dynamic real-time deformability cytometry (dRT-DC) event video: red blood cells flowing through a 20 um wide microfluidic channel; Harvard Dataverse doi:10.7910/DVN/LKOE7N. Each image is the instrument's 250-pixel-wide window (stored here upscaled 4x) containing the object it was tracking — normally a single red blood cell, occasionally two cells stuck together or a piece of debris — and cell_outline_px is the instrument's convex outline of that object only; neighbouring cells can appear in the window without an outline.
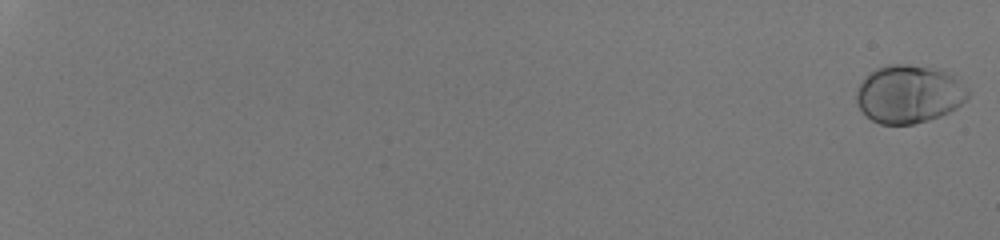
{"species": "human", "species_latin": "Homo sapiens", "temperature_condition": "room temperature", "stored_images_in_passage": 42, "camera_frame_rate_fps": 3000, "um_per_image_px": 0.085, "donor": {"sex": "male"}, "frame": {"image": 1, "passage_image": 1, "time_ms": 0.0, "image_size_px": [1000, 240], "cell_outline_px": [[968, 96], [956, 108], [940, 116], [928, 120], [912, 124], [880, 124], [872, 120], [856, 104], [856, 88], [868, 72], [876, 68], [888, 64], [908, 64], [940, 68], [952, 76], [968, 88]], "centroid_in_image_um": [77.22, 7.97], "position_along_channel_um": 7.8, "area_um2": 37.86}}
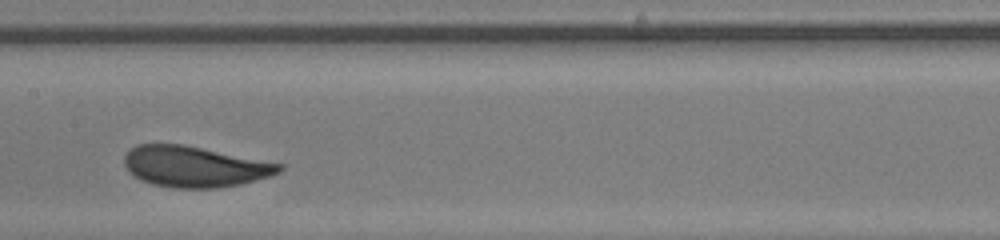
{"frame": {"image": 2, "passage_image": 27, "time_ms": 8.667, "image_size_px": [1000, 240], "cell_outline_px": [[284, 168], [280, 172], [272, 176], [240, 184], [216, 188], [172, 188], [152, 184], [140, 180], [124, 164], [124, 156], [136, 144], [184, 144], [284, 164]], "centroid_in_image_um": [16.58, 14.16], "position_along_channel_um": 190.8, "area_um2": 36.93}}
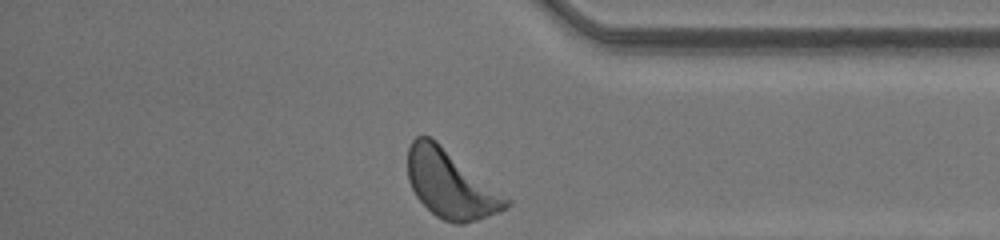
{"frame": {"image": 3, "passage_image": 42, "time_ms": 13.667, "image_size_px": [1000, 240], "cell_outline_px": [[512, 204], [508, 208], [476, 220], [464, 224], [456, 224], [444, 220], [436, 216], [416, 196], [408, 180], [408, 148], [412, 140], [416, 136], [432, 136], [512, 200]], "centroid_in_image_um": [38.32, 15.63], "position_along_channel_um": 396.9, "area_um2": 39.13}, "authors_computed_cell_mechanics": {"area_um2": 36.2984, "velocity_mm_per_s": 4.211, "shape_relaxation_time_tau1_ms": 1.865, "shape_relaxation_time_tau2_ms": 0.5266, "deformation_change_tau1": 0.107, "deformation_change_tau2": 0.055}}